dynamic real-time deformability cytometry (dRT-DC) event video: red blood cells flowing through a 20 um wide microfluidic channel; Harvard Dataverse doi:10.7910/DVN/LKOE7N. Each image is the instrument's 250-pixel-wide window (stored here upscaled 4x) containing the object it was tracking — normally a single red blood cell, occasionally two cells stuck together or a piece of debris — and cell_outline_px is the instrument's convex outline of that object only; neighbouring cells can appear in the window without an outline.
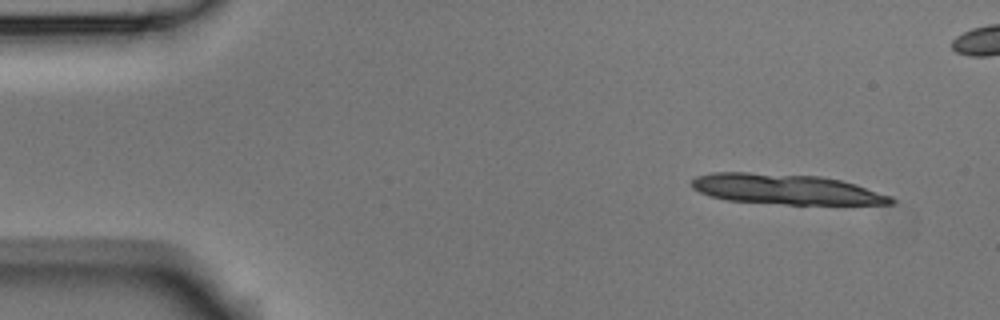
{"species": "Egyptian fruit bat (a non-hibernating species)", "species_latin": "Rousettus aegyptiacus", "temperature_condition": "room temperature", "stored_images_in_passage": 4, "camera_frame_rate_fps": 3000, "um_per_image_px": 0.085, "animal": {"sex": "male"}, "frame": {"image": 1, "passage_image": 1, "time_ms": 0.0, "image_size_px": [1000, 320], "cell_outline_px": [[896, 200], [892, 204], [784, 204], [728, 200], [712, 196], [700, 192], [692, 188], [692, 180], [696, 176], [712, 172], [748, 172], [820, 176], [840, 180], [856, 184], [892, 196]], "centroid_in_image_um": [66.82, 16.08], "position_along_channel_um": 18.2, "area_um2": 35.03}}